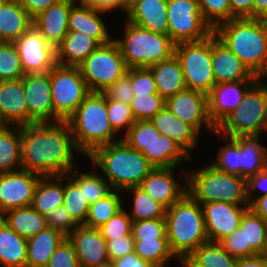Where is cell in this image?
<instances>
[{
  "mask_svg": "<svg viewBox=\"0 0 267 267\" xmlns=\"http://www.w3.org/2000/svg\"><path fill=\"white\" fill-rule=\"evenodd\" d=\"M159 131L154 127L150 120L136 121L135 124L125 132L121 139L137 151L142 152L152 141Z\"/></svg>",
  "mask_w": 267,
  "mask_h": 267,
  "instance_id": "obj_46",
  "label": "cell"
},
{
  "mask_svg": "<svg viewBox=\"0 0 267 267\" xmlns=\"http://www.w3.org/2000/svg\"><path fill=\"white\" fill-rule=\"evenodd\" d=\"M102 93L106 99L130 105L134 97L130 76L126 73Z\"/></svg>",
  "mask_w": 267,
  "mask_h": 267,
  "instance_id": "obj_55",
  "label": "cell"
},
{
  "mask_svg": "<svg viewBox=\"0 0 267 267\" xmlns=\"http://www.w3.org/2000/svg\"><path fill=\"white\" fill-rule=\"evenodd\" d=\"M13 43L24 74L47 73L57 64L56 48L49 44L34 26Z\"/></svg>",
  "mask_w": 267,
  "mask_h": 267,
  "instance_id": "obj_13",
  "label": "cell"
},
{
  "mask_svg": "<svg viewBox=\"0 0 267 267\" xmlns=\"http://www.w3.org/2000/svg\"><path fill=\"white\" fill-rule=\"evenodd\" d=\"M27 239L0 218V266L26 267Z\"/></svg>",
  "mask_w": 267,
  "mask_h": 267,
  "instance_id": "obj_36",
  "label": "cell"
},
{
  "mask_svg": "<svg viewBox=\"0 0 267 267\" xmlns=\"http://www.w3.org/2000/svg\"><path fill=\"white\" fill-rule=\"evenodd\" d=\"M46 267H81L73 245L68 238L59 244Z\"/></svg>",
  "mask_w": 267,
  "mask_h": 267,
  "instance_id": "obj_54",
  "label": "cell"
},
{
  "mask_svg": "<svg viewBox=\"0 0 267 267\" xmlns=\"http://www.w3.org/2000/svg\"><path fill=\"white\" fill-rule=\"evenodd\" d=\"M0 114L8 126L28 125V108L22 79L0 81Z\"/></svg>",
  "mask_w": 267,
  "mask_h": 267,
  "instance_id": "obj_23",
  "label": "cell"
},
{
  "mask_svg": "<svg viewBox=\"0 0 267 267\" xmlns=\"http://www.w3.org/2000/svg\"><path fill=\"white\" fill-rule=\"evenodd\" d=\"M240 146L241 177L246 180L267 165V147L260 143L259 135L236 136Z\"/></svg>",
  "mask_w": 267,
  "mask_h": 267,
  "instance_id": "obj_34",
  "label": "cell"
},
{
  "mask_svg": "<svg viewBox=\"0 0 267 267\" xmlns=\"http://www.w3.org/2000/svg\"><path fill=\"white\" fill-rule=\"evenodd\" d=\"M204 20L214 30L218 25L232 19L229 0H197Z\"/></svg>",
  "mask_w": 267,
  "mask_h": 267,
  "instance_id": "obj_47",
  "label": "cell"
},
{
  "mask_svg": "<svg viewBox=\"0 0 267 267\" xmlns=\"http://www.w3.org/2000/svg\"><path fill=\"white\" fill-rule=\"evenodd\" d=\"M186 88L208 95L216 85L212 70V34L199 41L175 44Z\"/></svg>",
  "mask_w": 267,
  "mask_h": 267,
  "instance_id": "obj_9",
  "label": "cell"
},
{
  "mask_svg": "<svg viewBox=\"0 0 267 267\" xmlns=\"http://www.w3.org/2000/svg\"><path fill=\"white\" fill-rule=\"evenodd\" d=\"M220 244L232 256L236 258L245 257L244 230L238 227L229 236L224 238Z\"/></svg>",
  "mask_w": 267,
  "mask_h": 267,
  "instance_id": "obj_57",
  "label": "cell"
},
{
  "mask_svg": "<svg viewBox=\"0 0 267 267\" xmlns=\"http://www.w3.org/2000/svg\"><path fill=\"white\" fill-rule=\"evenodd\" d=\"M77 0H60L33 18V26L57 48L68 33L69 11Z\"/></svg>",
  "mask_w": 267,
  "mask_h": 267,
  "instance_id": "obj_22",
  "label": "cell"
},
{
  "mask_svg": "<svg viewBox=\"0 0 267 267\" xmlns=\"http://www.w3.org/2000/svg\"><path fill=\"white\" fill-rule=\"evenodd\" d=\"M91 92H104L127 73L128 67L116 41L100 44L79 66Z\"/></svg>",
  "mask_w": 267,
  "mask_h": 267,
  "instance_id": "obj_10",
  "label": "cell"
},
{
  "mask_svg": "<svg viewBox=\"0 0 267 267\" xmlns=\"http://www.w3.org/2000/svg\"><path fill=\"white\" fill-rule=\"evenodd\" d=\"M239 227L244 230L245 257L260 254L267 234V223L250 208L242 215Z\"/></svg>",
  "mask_w": 267,
  "mask_h": 267,
  "instance_id": "obj_39",
  "label": "cell"
},
{
  "mask_svg": "<svg viewBox=\"0 0 267 267\" xmlns=\"http://www.w3.org/2000/svg\"><path fill=\"white\" fill-rule=\"evenodd\" d=\"M88 158L106 175L113 190L140 186L154 169L140 151L129 147L122 139L98 147Z\"/></svg>",
  "mask_w": 267,
  "mask_h": 267,
  "instance_id": "obj_5",
  "label": "cell"
},
{
  "mask_svg": "<svg viewBox=\"0 0 267 267\" xmlns=\"http://www.w3.org/2000/svg\"><path fill=\"white\" fill-rule=\"evenodd\" d=\"M160 134L178 143L189 155L198 144L199 133L189 124L181 121L164 106L150 119Z\"/></svg>",
  "mask_w": 267,
  "mask_h": 267,
  "instance_id": "obj_26",
  "label": "cell"
},
{
  "mask_svg": "<svg viewBox=\"0 0 267 267\" xmlns=\"http://www.w3.org/2000/svg\"><path fill=\"white\" fill-rule=\"evenodd\" d=\"M46 219L48 227L61 232L66 237L79 226L64 206L47 213Z\"/></svg>",
  "mask_w": 267,
  "mask_h": 267,
  "instance_id": "obj_53",
  "label": "cell"
},
{
  "mask_svg": "<svg viewBox=\"0 0 267 267\" xmlns=\"http://www.w3.org/2000/svg\"><path fill=\"white\" fill-rule=\"evenodd\" d=\"M65 175L41 176L33 196L32 207L45 215L63 206Z\"/></svg>",
  "mask_w": 267,
  "mask_h": 267,
  "instance_id": "obj_32",
  "label": "cell"
},
{
  "mask_svg": "<svg viewBox=\"0 0 267 267\" xmlns=\"http://www.w3.org/2000/svg\"><path fill=\"white\" fill-rule=\"evenodd\" d=\"M114 267H154L148 261L143 260L135 252L112 261Z\"/></svg>",
  "mask_w": 267,
  "mask_h": 267,
  "instance_id": "obj_62",
  "label": "cell"
},
{
  "mask_svg": "<svg viewBox=\"0 0 267 267\" xmlns=\"http://www.w3.org/2000/svg\"><path fill=\"white\" fill-rule=\"evenodd\" d=\"M76 151L67 121L32 123L21 127L23 170L41 176L66 175L75 168L73 152Z\"/></svg>",
  "mask_w": 267,
  "mask_h": 267,
  "instance_id": "obj_1",
  "label": "cell"
},
{
  "mask_svg": "<svg viewBox=\"0 0 267 267\" xmlns=\"http://www.w3.org/2000/svg\"><path fill=\"white\" fill-rule=\"evenodd\" d=\"M123 191L131 192L134 196L132 212H127L132 221L165 218L166 208L141 187H129Z\"/></svg>",
  "mask_w": 267,
  "mask_h": 267,
  "instance_id": "obj_40",
  "label": "cell"
},
{
  "mask_svg": "<svg viewBox=\"0 0 267 267\" xmlns=\"http://www.w3.org/2000/svg\"><path fill=\"white\" fill-rule=\"evenodd\" d=\"M120 190H113L106 197L97 200L95 203L90 204L88 217L84 226L90 228H99L106 223L112 216L121 211L124 207Z\"/></svg>",
  "mask_w": 267,
  "mask_h": 267,
  "instance_id": "obj_41",
  "label": "cell"
},
{
  "mask_svg": "<svg viewBox=\"0 0 267 267\" xmlns=\"http://www.w3.org/2000/svg\"><path fill=\"white\" fill-rule=\"evenodd\" d=\"M24 75L14 43L0 42V81L19 80Z\"/></svg>",
  "mask_w": 267,
  "mask_h": 267,
  "instance_id": "obj_44",
  "label": "cell"
},
{
  "mask_svg": "<svg viewBox=\"0 0 267 267\" xmlns=\"http://www.w3.org/2000/svg\"><path fill=\"white\" fill-rule=\"evenodd\" d=\"M67 238L61 232L47 227L27 239L26 267H46L59 246Z\"/></svg>",
  "mask_w": 267,
  "mask_h": 267,
  "instance_id": "obj_31",
  "label": "cell"
},
{
  "mask_svg": "<svg viewBox=\"0 0 267 267\" xmlns=\"http://www.w3.org/2000/svg\"><path fill=\"white\" fill-rule=\"evenodd\" d=\"M31 26L33 19L16 0L0 3V42H14Z\"/></svg>",
  "mask_w": 267,
  "mask_h": 267,
  "instance_id": "obj_29",
  "label": "cell"
},
{
  "mask_svg": "<svg viewBox=\"0 0 267 267\" xmlns=\"http://www.w3.org/2000/svg\"><path fill=\"white\" fill-rule=\"evenodd\" d=\"M256 77L267 72V20L234 18L213 31Z\"/></svg>",
  "mask_w": 267,
  "mask_h": 267,
  "instance_id": "obj_2",
  "label": "cell"
},
{
  "mask_svg": "<svg viewBox=\"0 0 267 267\" xmlns=\"http://www.w3.org/2000/svg\"><path fill=\"white\" fill-rule=\"evenodd\" d=\"M21 79L28 108V124L54 122L50 72L25 74Z\"/></svg>",
  "mask_w": 267,
  "mask_h": 267,
  "instance_id": "obj_16",
  "label": "cell"
},
{
  "mask_svg": "<svg viewBox=\"0 0 267 267\" xmlns=\"http://www.w3.org/2000/svg\"><path fill=\"white\" fill-rule=\"evenodd\" d=\"M100 44L84 32L68 31L56 48L57 64L79 67Z\"/></svg>",
  "mask_w": 267,
  "mask_h": 267,
  "instance_id": "obj_28",
  "label": "cell"
},
{
  "mask_svg": "<svg viewBox=\"0 0 267 267\" xmlns=\"http://www.w3.org/2000/svg\"><path fill=\"white\" fill-rule=\"evenodd\" d=\"M257 80H241L216 84L208 94V115L217 127L243 100L247 90Z\"/></svg>",
  "mask_w": 267,
  "mask_h": 267,
  "instance_id": "obj_19",
  "label": "cell"
},
{
  "mask_svg": "<svg viewBox=\"0 0 267 267\" xmlns=\"http://www.w3.org/2000/svg\"><path fill=\"white\" fill-rule=\"evenodd\" d=\"M206 234L209 242L220 243L239 227L240 220L249 205H236L226 202L201 204Z\"/></svg>",
  "mask_w": 267,
  "mask_h": 267,
  "instance_id": "obj_17",
  "label": "cell"
},
{
  "mask_svg": "<svg viewBox=\"0 0 267 267\" xmlns=\"http://www.w3.org/2000/svg\"><path fill=\"white\" fill-rule=\"evenodd\" d=\"M232 19L234 18H253V0H229Z\"/></svg>",
  "mask_w": 267,
  "mask_h": 267,
  "instance_id": "obj_61",
  "label": "cell"
},
{
  "mask_svg": "<svg viewBox=\"0 0 267 267\" xmlns=\"http://www.w3.org/2000/svg\"><path fill=\"white\" fill-rule=\"evenodd\" d=\"M74 3L69 11L68 31L84 32L93 37L99 44L109 42L112 37L101 19L98 11L89 4L78 0ZM78 4V5H76Z\"/></svg>",
  "mask_w": 267,
  "mask_h": 267,
  "instance_id": "obj_25",
  "label": "cell"
},
{
  "mask_svg": "<svg viewBox=\"0 0 267 267\" xmlns=\"http://www.w3.org/2000/svg\"><path fill=\"white\" fill-rule=\"evenodd\" d=\"M212 70L216 84L258 80L243 62L212 33Z\"/></svg>",
  "mask_w": 267,
  "mask_h": 267,
  "instance_id": "obj_20",
  "label": "cell"
},
{
  "mask_svg": "<svg viewBox=\"0 0 267 267\" xmlns=\"http://www.w3.org/2000/svg\"><path fill=\"white\" fill-rule=\"evenodd\" d=\"M165 221L170 250L179 261L209 242L202 206L188 193L166 209Z\"/></svg>",
  "mask_w": 267,
  "mask_h": 267,
  "instance_id": "obj_4",
  "label": "cell"
},
{
  "mask_svg": "<svg viewBox=\"0 0 267 267\" xmlns=\"http://www.w3.org/2000/svg\"><path fill=\"white\" fill-rule=\"evenodd\" d=\"M54 122L66 121L91 93L79 67L56 64L50 71Z\"/></svg>",
  "mask_w": 267,
  "mask_h": 267,
  "instance_id": "obj_11",
  "label": "cell"
},
{
  "mask_svg": "<svg viewBox=\"0 0 267 267\" xmlns=\"http://www.w3.org/2000/svg\"><path fill=\"white\" fill-rule=\"evenodd\" d=\"M99 230L106 240L130 235L132 230V219L123 208L117 214L112 216L106 223L100 226Z\"/></svg>",
  "mask_w": 267,
  "mask_h": 267,
  "instance_id": "obj_50",
  "label": "cell"
},
{
  "mask_svg": "<svg viewBox=\"0 0 267 267\" xmlns=\"http://www.w3.org/2000/svg\"><path fill=\"white\" fill-rule=\"evenodd\" d=\"M41 175L28 170L0 173V215L7 210L32 205Z\"/></svg>",
  "mask_w": 267,
  "mask_h": 267,
  "instance_id": "obj_15",
  "label": "cell"
},
{
  "mask_svg": "<svg viewBox=\"0 0 267 267\" xmlns=\"http://www.w3.org/2000/svg\"><path fill=\"white\" fill-rule=\"evenodd\" d=\"M5 126H7V125L4 123V121H3V119H2V116H1V114H0V128H3V127H5Z\"/></svg>",
  "mask_w": 267,
  "mask_h": 267,
  "instance_id": "obj_68",
  "label": "cell"
},
{
  "mask_svg": "<svg viewBox=\"0 0 267 267\" xmlns=\"http://www.w3.org/2000/svg\"><path fill=\"white\" fill-rule=\"evenodd\" d=\"M77 173L78 170L72 169L65 175L67 182H64L63 206L79 225H84L88 217L90 204L84 195V173ZM74 174L78 177H75Z\"/></svg>",
  "mask_w": 267,
  "mask_h": 267,
  "instance_id": "obj_35",
  "label": "cell"
},
{
  "mask_svg": "<svg viewBox=\"0 0 267 267\" xmlns=\"http://www.w3.org/2000/svg\"><path fill=\"white\" fill-rule=\"evenodd\" d=\"M154 168L177 167L191 156L175 141L166 135H155L141 152Z\"/></svg>",
  "mask_w": 267,
  "mask_h": 267,
  "instance_id": "obj_27",
  "label": "cell"
},
{
  "mask_svg": "<svg viewBox=\"0 0 267 267\" xmlns=\"http://www.w3.org/2000/svg\"><path fill=\"white\" fill-rule=\"evenodd\" d=\"M260 255L267 259V234H266L265 243H264V246H263V249Z\"/></svg>",
  "mask_w": 267,
  "mask_h": 267,
  "instance_id": "obj_66",
  "label": "cell"
},
{
  "mask_svg": "<svg viewBox=\"0 0 267 267\" xmlns=\"http://www.w3.org/2000/svg\"><path fill=\"white\" fill-rule=\"evenodd\" d=\"M185 175L187 193L199 204L220 201L249 205L245 178L220 171L212 165Z\"/></svg>",
  "mask_w": 267,
  "mask_h": 267,
  "instance_id": "obj_6",
  "label": "cell"
},
{
  "mask_svg": "<svg viewBox=\"0 0 267 267\" xmlns=\"http://www.w3.org/2000/svg\"><path fill=\"white\" fill-rule=\"evenodd\" d=\"M174 169L176 167L154 168L139 186L166 209L187 193V185H180L174 178Z\"/></svg>",
  "mask_w": 267,
  "mask_h": 267,
  "instance_id": "obj_21",
  "label": "cell"
},
{
  "mask_svg": "<svg viewBox=\"0 0 267 267\" xmlns=\"http://www.w3.org/2000/svg\"><path fill=\"white\" fill-rule=\"evenodd\" d=\"M165 106V99L159 93L134 95L130 107L136 121L152 119Z\"/></svg>",
  "mask_w": 267,
  "mask_h": 267,
  "instance_id": "obj_45",
  "label": "cell"
},
{
  "mask_svg": "<svg viewBox=\"0 0 267 267\" xmlns=\"http://www.w3.org/2000/svg\"><path fill=\"white\" fill-rule=\"evenodd\" d=\"M165 106L181 121L191 125L199 134L202 127L215 132L208 115V95L203 92L185 88L165 100Z\"/></svg>",
  "mask_w": 267,
  "mask_h": 267,
  "instance_id": "obj_14",
  "label": "cell"
},
{
  "mask_svg": "<svg viewBox=\"0 0 267 267\" xmlns=\"http://www.w3.org/2000/svg\"><path fill=\"white\" fill-rule=\"evenodd\" d=\"M122 38H114L128 68L149 67L174 54L175 43L169 35L153 32L129 21Z\"/></svg>",
  "mask_w": 267,
  "mask_h": 267,
  "instance_id": "obj_7",
  "label": "cell"
},
{
  "mask_svg": "<svg viewBox=\"0 0 267 267\" xmlns=\"http://www.w3.org/2000/svg\"><path fill=\"white\" fill-rule=\"evenodd\" d=\"M218 135V137L222 138L221 140H224L227 143L220 148L216 160L213 161L211 165L220 171L241 177L239 144L232 137Z\"/></svg>",
  "mask_w": 267,
  "mask_h": 267,
  "instance_id": "obj_43",
  "label": "cell"
},
{
  "mask_svg": "<svg viewBox=\"0 0 267 267\" xmlns=\"http://www.w3.org/2000/svg\"><path fill=\"white\" fill-rule=\"evenodd\" d=\"M76 148L89 156L98 147L117 142L107 114V99L101 92H91L66 120Z\"/></svg>",
  "mask_w": 267,
  "mask_h": 267,
  "instance_id": "obj_3",
  "label": "cell"
},
{
  "mask_svg": "<svg viewBox=\"0 0 267 267\" xmlns=\"http://www.w3.org/2000/svg\"><path fill=\"white\" fill-rule=\"evenodd\" d=\"M265 121L267 126V100H266V106H265Z\"/></svg>",
  "mask_w": 267,
  "mask_h": 267,
  "instance_id": "obj_69",
  "label": "cell"
},
{
  "mask_svg": "<svg viewBox=\"0 0 267 267\" xmlns=\"http://www.w3.org/2000/svg\"><path fill=\"white\" fill-rule=\"evenodd\" d=\"M259 78L245 93L242 102L216 127L214 134L226 137L259 135L267 130L265 106L267 83Z\"/></svg>",
  "mask_w": 267,
  "mask_h": 267,
  "instance_id": "obj_8",
  "label": "cell"
},
{
  "mask_svg": "<svg viewBox=\"0 0 267 267\" xmlns=\"http://www.w3.org/2000/svg\"><path fill=\"white\" fill-rule=\"evenodd\" d=\"M112 191L110 183L99 173H84V195L89 204L106 197Z\"/></svg>",
  "mask_w": 267,
  "mask_h": 267,
  "instance_id": "obj_51",
  "label": "cell"
},
{
  "mask_svg": "<svg viewBox=\"0 0 267 267\" xmlns=\"http://www.w3.org/2000/svg\"><path fill=\"white\" fill-rule=\"evenodd\" d=\"M168 0H135L127 20L139 27L168 35Z\"/></svg>",
  "mask_w": 267,
  "mask_h": 267,
  "instance_id": "obj_24",
  "label": "cell"
},
{
  "mask_svg": "<svg viewBox=\"0 0 267 267\" xmlns=\"http://www.w3.org/2000/svg\"><path fill=\"white\" fill-rule=\"evenodd\" d=\"M237 259L220 243L207 242L200 245L185 260L178 262L182 267H236Z\"/></svg>",
  "mask_w": 267,
  "mask_h": 267,
  "instance_id": "obj_37",
  "label": "cell"
},
{
  "mask_svg": "<svg viewBox=\"0 0 267 267\" xmlns=\"http://www.w3.org/2000/svg\"><path fill=\"white\" fill-rule=\"evenodd\" d=\"M93 8L101 12L120 9L126 14L130 9V0H82Z\"/></svg>",
  "mask_w": 267,
  "mask_h": 267,
  "instance_id": "obj_59",
  "label": "cell"
},
{
  "mask_svg": "<svg viewBox=\"0 0 267 267\" xmlns=\"http://www.w3.org/2000/svg\"><path fill=\"white\" fill-rule=\"evenodd\" d=\"M168 35L175 43L199 41L213 33L197 0H168Z\"/></svg>",
  "mask_w": 267,
  "mask_h": 267,
  "instance_id": "obj_12",
  "label": "cell"
},
{
  "mask_svg": "<svg viewBox=\"0 0 267 267\" xmlns=\"http://www.w3.org/2000/svg\"><path fill=\"white\" fill-rule=\"evenodd\" d=\"M21 169V126L7 125L0 128V173Z\"/></svg>",
  "mask_w": 267,
  "mask_h": 267,
  "instance_id": "obj_38",
  "label": "cell"
},
{
  "mask_svg": "<svg viewBox=\"0 0 267 267\" xmlns=\"http://www.w3.org/2000/svg\"><path fill=\"white\" fill-rule=\"evenodd\" d=\"M0 218L26 239L48 227L46 216L38 213L31 205L7 210L0 215Z\"/></svg>",
  "mask_w": 267,
  "mask_h": 267,
  "instance_id": "obj_33",
  "label": "cell"
},
{
  "mask_svg": "<svg viewBox=\"0 0 267 267\" xmlns=\"http://www.w3.org/2000/svg\"><path fill=\"white\" fill-rule=\"evenodd\" d=\"M134 252L154 267H165L171 257L168 239H134Z\"/></svg>",
  "mask_w": 267,
  "mask_h": 267,
  "instance_id": "obj_42",
  "label": "cell"
},
{
  "mask_svg": "<svg viewBox=\"0 0 267 267\" xmlns=\"http://www.w3.org/2000/svg\"><path fill=\"white\" fill-rule=\"evenodd\" d=\"M249 208L267 223V195L255 197Z\"/></svg>",
  "mask_w": 267,
  "mask_h": 267,
  "instance_id": "obj_64",
  "label": "cell"
},
{
  "mask_svg": "<svg viewBox=\"0 0 267 267\" xmlns=\"http://www.w3.org/2000/svg\"><path fill=\"white\" fill-rule=\"evenodd\" d=\"M96 267H114V264L112 263V261H109L105 264H102V265H99V266H96Z\"/></svg>",
  "mask_w": 267,
  "mask_h": 267,
  "instance_id": "obj_67",
  "label": "cell"
},
{
  "mask_svg": "<svg viewBox=\"0 0 267 267\" xmlns=\"http://www.w3.org/2000/svg\"><path fill=\"white\" fill-rule=\"evenodd\" d=\"M134 95L158 93L151 71L147 67L128 68Z\"/></svg>",
  "mask_w": 267,
  "mask_h": 267,
  "instance_id": "obj_52",
  "label": "cell"
},
{
  "mask_svg": "<svg viewBox=\"0 0 267 267\" xmlns=\"http://www.w3.org/2000/svg\"><path fill=\"white\" fill-rule=\"evenodd\" d=\"M133 239H167L165 218L132 221Z\"/></svg>",
  "mask_w": 267,
  "mask_h": 267,
  "instance_id": "obj_49",
  "label": "cell"
},
{
  "mask_svg": "<svg viewBox=\"0 0 267 267\" xmlns=\"http://www.w3.org/2000/svg\"><path fill=\"white\" fill-rule=\"evenodd\" d=\"M246 188L249 205L254 201L252 190L260 189L263 192L260 196L267 195V165L256 175H253L246 180Z\"/></svg>",
  "mask_w": 267,
  "mask_h": 267,
  "instance_id": "obj_58",
  "label": "cell"
},
{
  "mask_svg": "<svg viewBox=\"0 0 267 267\" xmlns=\"http://www.w3.org/2000/svg\"><path fill=\"white\" fill-rule=\"evenodd\" d=\"M106 245L110 261L134 252V239L132 233L130 235L121 236L120 238L106 240Z\"/></svg>",
  "mask_w": 267,
  "mask_h": 267,
  "instance_id": "obj_56",
  "label": "cell"
},
{
  "mask_svg": "<svg viewBox=\"0 0 267 267\" xmlns=\"http://www.w3.org/2000/svg\"><path fill=\"white\" fill-rule=\"evenodd\" d=\"M107 114L111 127L117 134L125 128L127 132L136 122L129 104L112 99H107Z\"/></svg>",
  "mask_w": 267,
  "mask_h": 267,
  "instance_id": "obj_48",
  "label": "cell"
},
{
  "mask_svg": "<svg viewBox=\"0 0 267 267\" xmlns=\"http://www.w3.org/2000/svg\"><path fill=\"white\" fill-rule=\"evenodd\" d=\"M236 267H267V259L260 254L238 258Z\"/></svg>",
  "mask_w": 267,
  "mask_h": 267,
  "instance_id": "obj_63",
  "label": "cell"
},
{
  "mask_svg": "<svg viewBox=\"0 0 267 267\" xmlns=\"http://www.w3.org/2000/svg\"><path fill=\"white\" fill-rule=\"evenodd\" d=\"M147 68L153 75L158 93L165 100L186 88L181 64L175 54Z\"/></svg>",
  "mask_w": 267,
  "mask_h": 267,
  "instance_id": "obj_30",
  "label": "cell"
},
{
  "mask_svg": "<svg viewBox=\"0 0 267 267\" xmlns=\"http://www.w3.org/2000/svg\"><path fill=\"white\" fill-rule=\"evenodd\" d=\"M19 5L29 14L33 19L38 14L56 4L60 0H16Z\"/></svg>",
  "mask_w": 267,
  "mask_h": 267,
  "instance_id": "obj_60",
  "label": "cell"
},
{
  "mask_svg": "<svg viewBox=\"0 0 267 267\" xmlns=\"http://www.w3.org/2000/svg\"><path fill=\"white\" fill-rule=\"evenodd\" d=\"M81 267H96L109 262L106 239L99 228L79 225L68 236Z\"/></svg>",
  "mask_w": 267,
  "mask_h": 267,
  "instance_id": "obj_18",
  "label": "cell"
},
{
  "mask_svg": "<svg viewBox=\"0 0 267 267\" xmlns=\"http://www.w3.org/2000/svg\"><path fill=\"white\" fill-rule=\"evenodd\" d=\"M253 18L267 20V0H253Z\"/></svg>",
  "mask_w": 267,
  "mask_h": 267,
  "instance_id": "obj_65",
  "label": "cell"
}]
</instances>
